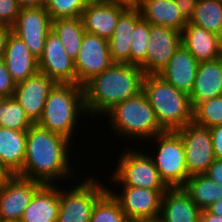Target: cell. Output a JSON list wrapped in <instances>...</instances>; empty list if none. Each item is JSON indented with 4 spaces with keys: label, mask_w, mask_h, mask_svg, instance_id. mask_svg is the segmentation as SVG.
<instances>
[{
    "label": "cell",
    "mask_w": 222,
    "mask_h": 222,
    "mask_svg": "<svg viewBox=\"0 0 222 222\" xmlns=\"http://www.w3.org/2000/svg\"><path fill=\"white\" fill-rule=\"evenodd\" d=\"M71 142L34 123L27 130L25 161L18 175L45 185H55L56 180L67 179L74 169L68 154L74 145Z\"/></svg>",
    "instance_id": "cell-1"
},
{
    "label": "cell",
    "mask_w": 222,
    "mask_h": 222,
    "mask_svg": "<svg viewBox=\"0 0 222 222\" xmlns=\"http://www.w3.org/2000/svg\"><path fill=\"white\" fill-rule=\"evenodd\" d=\"M143 70L128 63H113L84 85L89 116L105 115L115 105L142 92ZM102 113V114H101Z\"/></svg>",
    "instance_id": "cell-2"
},
{
    "label": "cell",
    "mask_w": 222,
    "mask_h": 222,
    "mask_svg": "<svg viewBox=\"0 0 222 222\" xmlns=\"http://www.w3.org/2000/svg\"><path fill=\"white\" fill-rule=\"evenodd\" d=\"M142 92L164 131H177L193 122L190 96L176 89L160 75L145 74Z\"/></svg>",
    "instance_id": "cell-3"
},
{
    "label": "cell",
    "mask_w": 222,
    "mask_h": 222,
    "mask_svg": "<svg viewBox=\"0 0 222 222\" xmlns=\"http://www.w3.org/2000/svg\"><path fill=\"white\" fill-rule=\"evenodd\" d=\"M88 114L85 106L84 86L58 84L51 89L44 110L37 124L51 132L60 134L70 141L80 116Z\"/></svg>",
    "instance_id": "cell-4"
},
{
    "label": "cell",
    "mask_w": 222,
    "mask_h": 222,
    "mask_svg": "<svg viewBox=\"0 0 222 222\" xmlns=\"http://www.w3.org/2000/svg\"><path fill=\"white\" fill-rule=\"evenodd\" d=\"M104 116L109 117L108 121H110L109 125L113 133L117 134V137L119 135L120 138L126 136L130 140L135 138L133 140L136 142L139 139L141 142L152 141L157 134L164 132L143 92L115 105Z\"/></svg>",
    "instance_id": "cell-5"
},
{
    "label": "cell",
    "mask_w": 222,
    "mask_h": 222,
    "mask_svg": "<svg viewBox=\"0 0 222 222\" xmlns=\"http://www.w3.org/2000/svg\"><path fill=\"white\" fill-rule=\"evenodd\" d=\"M158 149L150 156L160 178L169 188L183 187L190 177L185 163V149L176 131H164L154 138ZM159 144V145H158Z\"/></svg>",
    "instance_id": "cell-6"
},
{
    "label": "cell",
    "mask_w": 222,
    "mask_h": 222,
    "mask_svg": "<svg viewBox=\"0 0 222 222\" xmlns=\"http://www.w3.org/2000/svg\"><path fill=\"white\" fill-rule=\"evenodd\" d=\"M118 160L111 176V182L118 186H131L151 190H168L149 154L138 150H125Z\"/></svg>",
    "instance_id": "cell-7"
},
{
    "label": "cell",
    "mask_w": 222,
    "mask_h": 222,
    "mask_svg": "<svg viewBox=\"0 0 222 222\" xmlns=\"http://www.w3.org/2000/svg\"><path fill=\"white\" fill-rule=\"evenodd\" d=\"M85 180L69 190L60 188L57 222H90L96 202L108 191V188L92 176H88Z\"/></svg>",
    "instance_id": "cell-8"
},
{
    "label": "cell",
    "mask_w": 222,
    "mask_h": 222,
    "mask_svg": "<svg viewBox=\"0 0 222 222\" xmlns=\"http://www.w3.org/2000/svg\"><path fill=\"white\" fill-rule=\"evenodd\" d=\"M176 132L184 143L189 176L205 174L216 159L210 129L191 122Z\"/></svg>",
    "instance_id": "cell-9"
},
{
    "label": "cell",
    "mask_w": 222,
    "mask_h": 222,
    "mask_svg": "<svg viewBox=\"0 0 222 222\" xmlns=\"http://www.w3.org/2000/svg\"><path fill=\"white\" fill-rule=\"evenodd\" d=\"M44 184L29 178L12 175L0 190V219L19 222L25 208Z\"/></svg>",
    "instance_id": "cell-10"
},
{
    "label": "cell",
    "mask_w": 222,
    "mask_h": 222,
    "mask_svg": "<svg viewBox=\"0 0 222 222\" xmlns=\"http://www.w3.org/2000/svg\"><path fill=\"white\" fill-rule=\"evenodd\" d=\"M52 30V20L45 7L21 8L12 32L21 38L30 53L40 58L47 34Z\"/></svg>",
    "instance_id": "cell-11"
},
{
    "label": "cell",
    "mask_w": 222,
    "mask_h": 222,
    "mask_svg": "<svg viewBox=\"0 0 222 222\" xmlns=\"http://www.w3.org/2000/svg\"><path fill=\"white\" fill-rule=\"evenodd\" d=\"M113 63L108 40L85 32L78 57L75 59L77 84L84 86Z\"/></svg>",
    "instance_id": "cell-12"
},
{
    "label": "cell",
    "mask_w": 222,
    "mask_h": 222,
    "mask_svg": "<svg viewBox=\"0 0 222 222\" xmlns=\"http://www.w3.org/2000/svg\"><path fill=\"white\" fill-rule=\"evenodd\" d=\"M109 187L108 191L119 202L130 221L154 220L160 215L162 195L167 190L121 186V194H116Z\"/></svg>",
    "instance_id": "cell-13"
},
{
    "label": "cell",
    "mask_w": 222,
    "mask_h": 222,
    "mask_svg": "<svg viewBox=\"0 0 222 222\" xmlns=\"http://www.w3.org/2000/svg\"><path fill=\"white\" fill-rule=\"evenodd\" d=\"M39 71L58 84H77L75 60L68 56L60 38L50 31L38 59Z\"/></svg>",
    "instance_id": "cell-14"
},
{
    "label": "cell",
    "mask_w": 222,
    "mask_h": 222,
    "mask_svg": "<svg viewBox=\"0 0 222 222\" xmlns=\"http://www.w3.org/2000/svg\"><path fill=\"white\" fill-rule=\"evenodd\" d=\"M129 6L119 1L92 0L81 15L85 32L109 40L118 18Z\"/></svg>",
    "instance_id": "cell-15"
},
{
    "label": "cell",
    "mask_w": 222,
    "mask_h": 222,
    "mask_svg": "<svg viewBox=\"0 0 222 222\" xmlns=\"http://www.w3.org/2000/svg\"><path fill=\"white\" fill-rule=\"evenodd\" d=\"M146 74H159L181 45V32L150 24Z\"/></svg>",
    "instance_id": "cell-16"
},
{
    "label": "cell",
    "mask_w": 222,
    "mask_h": 222,
    "mask_svg": "<svg viewBox=\"0 0 222 222\" xmlns=\"http://www.w3.org/2000/svg\"><path fill=\"white\" fill-rule=\"evenodd\" d=\"M55 84L40 71L16 84L13 97L33 123H37L41 118L47 97Z\"/></svg>",
    "instance_id": "cell-17"
},
{
    "label": "cell",
    "mask_w": 222,
    "mask_h": 222,
    "mask_svg": "<svg viewBox=\"0 0 222 222\" xmlns=\"http://www.w3.org/2000/svg\"><path fill=\"white\" fill-rule=\"evenodd\" d=\"M199 62L181 44L169 60L168 64L158 74L176 89L190 96Z\"/></svg>",
    "instance_id": "cell-18"
},
{
    "label": "cell",
    "mask_w": 222,
    "mask_h": 222,
    "mask_svg": "<svg viewBox=\"0 0 222 222\" xmlns=\"http://www.w3.org/2000/svg\"><path fill=\"white\" fill-rule=\"evenodd\" d=\"M181 44L198 62L222 57V37L189 21L181 31Z\"/></svg>",
    "instance_id": "cell-19"
},
{
    "label": "cell",
    "mask_w": 222,
    "mask_h": 222,
    "mask_svg": "<svg viewBox=\"0 0 222 222\" xmlns=\"http://www.w3.org/2000/svg\"><path fill=\"white\" fill-rule=\"evenodd\" d=\"M3 61L15 84L39 72L38 59L30 53L24 41L13 32L9 35Z\"/></svg>",
    "instance_id": "cell-20"
},
{
    "label": "cell",
    "mask_w": 222,
    "mask_h": 222,
    "mask_svg": "<svg viewBox=\"0 0 222 222\" xmlns=\"http://www.w3.org/2000/svg\"><path fill=\"white\" fill-rule=\"evenodd\" d=\"M201 209L183 187L169 188L161 200L158 222H199Z\"/></svg>",
    "instance_id": "cell-21"
},
{
    "label": "cell",
    "mask_w": 222,
    "mask_h": 222,
    "mask_svg": "<svg viewBox=\"0 0 222 222\" xmlns=\"http://www.w3.org/2000/svg\"><path fill=\"white\" fill-rule=\"evenodd\" d=\"M141 19V13L135 5H130L118 18L114 32L108 40L114 63L130 64L132 32Z\"/></svg>",
    "instance_id": "cell-22"
},
{
    "label": "cell",
    "mask_w": 222,
    "mask_h": 222,
    "mask_svg": "<svg viewBox=\"0 0 222 222\" xmlns=\"http://www.w3.org/2000/svg\"><path fill=\"white\" fill-rule=\"evenodd\" d=\"M222 95V57L199 62L194 86L190 94L191 107Z\"/></svg>",
    "instance_id": "cell-23"
},
{
    "label": "cell",
    "mask_w": 222,
    "mask_h": 222,
    "mask_svg": "<svg viewBox=\"0 0 222 222\" xmlns=\"http://www.w3.org/2000/svg\"><path fill=\"white\" fill-rule=\"evenodd\" d=\"M135 6L142 18L152 25L181 32L188 23L177 8L175 0H138Z\"/></svg>",
    "instance_id": "cell-24"
},
{
    "label": "cell",
    "mask_w": 222,
    "mask_h": 222,
    "mask_svg": "<svg viewBox=\"0 0 222 222\" xmlns=\"http://www.w3.org/2000/svg\"><path fill=\"white\" fill-rule=\"evenodd\" d=\"M59 205L60 188L44 184L25 208L19 222H57Z\"/></svg>",
    "instance_id": "cell-25"
},
{
    "label": "cell",
    "mask_w": 222,
    "mask_h": 222,
    "mask_svg": "<svg viewBox=\"0 0 222 222\" xmlns=\"http://www.w3.org/2000/svg\"><path fill=\"white\" fill-rule=\"evenodd\" d=\"M27 130L0 127V161L12 175L22 171L26 153Z\"/></svg>",
    "instance_id": "cell-26"
},
{
    "label": "cell",
    "mask_w": 222,
    "mask_h": 222,
    "mask_svg": "<svg viewBox=\"0 0 222 222\" xmlns=\"http://www.w3.org/2000/svg\"><path fill=\"white\" fill-rule=\"evenodd\" d=\"M183 188L201 210L222 199V186L205 174L190 176Z\"/></svg>",
    "instance_id": "cell-27"
},
{
    "label": "cell",
    "mask_w": 222,
    "mask_h": 222,
    "mask_svg": "<svg viewBox=\"0 0 222 222\" xmlns=\"http://www.w3.org/2000/svg\"><path fill=\"white\" fill-rule=\"evenodd\" d=\"M52 31L60 38L68 56L75 60L85 33L81 17L54 19L52 20Z\"/></svg>",
    "instance_id": "cell-28"
},
{
    "label": "cell",
    "mask_w": 222,
    "mask_h": 222,
    "mask_svg": "<svg viewBox=\"0 0 222 222\" xmlns=\"http://www.w3.org/2000/svg\"><path fill=\"white\" fill-rule=\"evenodd\" d=\"M189 22L222 37V0H198Z\"/></svg>",
    "instance_id": "cell-29"
},
{
    "label": "cell",
    "mask_w": 222,
    "mask_h": 222,
    "mask_svg": "<svg viewBox=\"0 0 222 222\" xmlns=\"http://www.w3.org/2000/svg\"><path fill=\"white\" fill-rule=\"evenodd\" d=\"M33 124L13 96L0 98V127L13 130H28Z\"/></svg>",
    "instance_id": "cell-30"
},
{
    "label": "cell",
    "mask_w": 222,
    "mask_h": 222,
    "mask_svg": "<svg viewBox=\"0 0 222 222\" xmlns=\"http://www.w3.org/2000/svg\"><path fill=\"white\" fill-rule=\"evenodd\" d=\"M90 222H131L119 202L107 191L95 204Z\"/></svg>",
    "instance_id": "cell-31"
},
{
    "label": "cell",
    "mask_w": 222,
    "mask_h": 222,
    "mask_svg": "<svg viewBox=\"0 0 222 222\" xmlns=\"http://www.w3.org/2000/svg\"><path fill=\"white\" fill-rule=\"evenodd\" d=\"M132 33L130 64L139 66L146 74V53L150 39V23L142 18Z\"/></svg>",
    "instance_id": "cell-32"
},
{
    "label": "cell",
    "mask_w": 222,
    "mask_h": 222,
    "mask_svg": "<svg viewBox=\"0 0 222 222\" xmlns=\"http://www.w3.org/2000/svg\"><path fill=\"white\" fill-rule=\"evenodd\" d=\"M193 122L209 129L222 125V95L198 104L193 109Z\"/></svg>",
    "instance_id": "cell-33"
},
{
    "label": "cell",
    "mask_w": 222,
    "mask_h": 222,
    "mask_svg": "<svg viewBox=\"0 0 222 222\" xmlns=\"http://www.w3.org/2000/svg\"><path fill=\"white\" fill-rule=\"evenodd\" d=\"M92 0H47L45 9L51 20L81 17L83 10Z\"/></svg>",
    "instance_id": "cell-34"
},
{
    "label": "cell",
    "mask_w": 222,
    "mask_h": 222,
    "mask_svg": "<svg viewBox=\"0 0 222 222\" xmlns=\"http://www.w3.org/2000/svg\"><path fill=\"white\" fill-rule=\"evenodd\" d=\"M21 7L16 0H0V25L12 27Z\"/></svg>",
    "instance_id": "cell-35"
},
{
    "label": "cell",
    "mask_w": 222,
    "mask_h": 222,
    "mask_svg": "<svg viewBox=\"0 0 222 222\" xmlns=\"http://www.w3.org/2000/svg\"><path fill=\"white\" fill-rule=\"evenodd\" d=\"M16 84L11 79L5 62L0 60V98L12 97L15 91Z\"/></svg>",
    "instance_id": "cell-36"
},
{
    "label": "cell",
    "mask_w": 222,
    "mask_h": 222,
    "mask_svg": "<svg viewBox=\"0 0 222 222\" xmlns=\"http://www.w3.org/2000/svg\"><path fill=\"white\" fill-rule=\"evenodd\" d=\"M215 158L222 160V125L210 128Z\"/></svg>",
    "instance_id": "cell-37"
},
{
    "label": "cell",
    "mask_w": 222,
    "mask_h": 222,
    "mask_svg": "<svg viewBox=\"0 0 222 222\" xmlns=\"http://www.w3.org/2000/svg\"><path fill=\"white\" fill-rule=\"evenodd\" d=\"M198 0H175L177 8L187 21L194 15Z\"/></svg>",
    "instance_id": "cell-38"
},
{
    "label": "cell",
    "mask_w": 222,
    "mask_h": 222,
    "mask_svg": "<svg viewBox=\"0 0 222 222\" xmlns=\"http://www.w3.org/2000/svg\"><path fill=\"white\" fill-rule=\"evenodd\" d=\"M205 175L222 186V160L215 159Z\"/></svg>",
    "instance_id": "cell-39"
},
{
    "label": "cell",
    "mask_w": 222,
    "mask_h": 222,
    "mask_svg": "<svg viewBox=\"0 0 222 222\" xmlns=\"http://www.w3.org/2000/svg\"><path fill=\"white\" fill-rule=\"evenodd\" d=\"M11 32L12 27L0 25V60L3 59L6 51L7 41Z\"/></svg>",
    "instance_id": "cell-40"
},
{
    "label": "cell",
    "mask_w": 222,
    "mask_h": 222,
    "mask_svg": "<svg viewBox=\"0 0 222 222\" xmlns=\"http://www.w3.org/2000/svg\"><path fill=\"white\" fill-rule=\"evenodd\" d=\"M21 8L45 7L47 0H16Z\"/></svg>",
    "instance_id": "cell-41"
},
{
    "label": "cell",
    "mask_w": 222,
    "mask_h": 222,
    "mask_svg": "<svg viewBox=\"0 0 222 222\" xmlns=\"http://www.w3.org/2000/svg\"><path fill=\"white\" fill-rule=\"evenodd\" d=\"M199 222H222V216L211 214L207 210H201Z\"/></svg>",
    "instance_id": "cell-42"
},
{
    "label": "cell",
    "mask_w": 222,
    "mask_h": 222,
    "mask_svg": "<svg viewBox=\"0 0 222 222\" xmlns=\"http://www.w3.org/2000/svg\"><path fill=\"white\" fill-rule=\"evenodd\" d=\"M11 176V172L0 161V190Z\"/></svg>",
    "instance_id": "cell-43"
},
{
    "label": "cell",
    "mask_w": 222,
    "mask_h": 222,
    "mask_svg": "<svg viewBox=\"0 0 222 222\" xmlns=\"http://www.w3.org/2000/svg\"><path fill=\"white\" fill-rule=\"evenodd\" d=\"M206 210L211 214L222 216V199L210 205Z\"/></svg>",
    "instance_id": "cell-44"
},
{
    "label": "cell",
    "mask_w": 222,
    "mask_h": 222,
    "mask_svg": "<svg viewBox=\"0 0 222 222\" xmlns=\"http://www.w3.org/2000/svg\"><path fill=\"white\" fill-rule=\"evenodd\" d=\"M107 1H119L127 3L129 5H136V3L138 2V0H107Z\"/></svg>",
    "instance_id": "cell-45"
},
{
    "label": "cell",
    "mask_w": 222,
    "mask_h": 222,
    "mask_svg": "<svg viewBox=\"0 0 222 222\" xmlns=\"http://www.w3.org/2000/svg\"><path fill=\"white\" fill-rule=\"evenodd\" d=\"M131 222H158L157 219L154 220H135V221H131Z\"/></svg>",
    "instance_id": "cell-46"
}]
</instances>
